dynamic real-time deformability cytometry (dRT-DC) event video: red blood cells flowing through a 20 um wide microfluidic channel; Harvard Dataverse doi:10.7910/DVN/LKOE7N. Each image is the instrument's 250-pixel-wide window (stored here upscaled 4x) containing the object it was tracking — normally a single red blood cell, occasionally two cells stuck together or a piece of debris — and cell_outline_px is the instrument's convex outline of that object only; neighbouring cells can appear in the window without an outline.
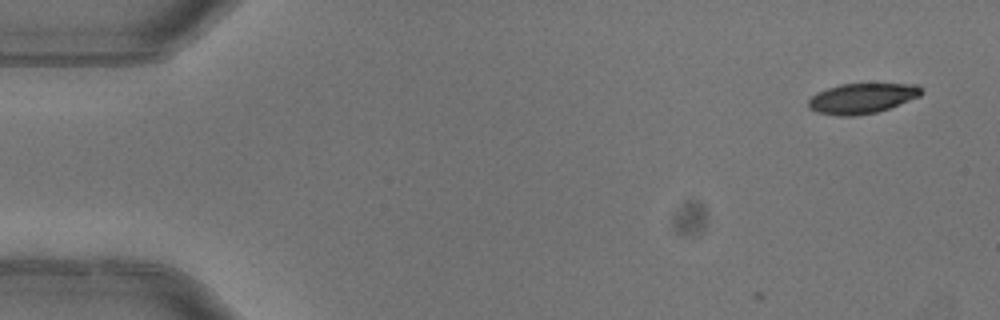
{"species": "common noctule bat (a hibernating species)", "species_latin": "Nyctalus noctula", "temperature_condition": "warm", "stored_images_in_passage": 5, "camera_frame_rate_fps": 3000, "um_per_image_px": 0.085, "animal": {"sex": "female"}, "frame": {"image": 1, "passage_image": 1, "time_ms": 0.0, "image_size_px": [1000, 320], "cell_outline_px": [[924, 92], [920, 96], [888, 108], [876, 112], [852, 116], [840, 116], [816, 112], [808, 108], [808, 100], [816, 92], [840, 84], [920, 84]], "centroid_in_image_um": [73.26, 8.35], "position_along_channel_um": 11.7, "area_um2": 19.88}}